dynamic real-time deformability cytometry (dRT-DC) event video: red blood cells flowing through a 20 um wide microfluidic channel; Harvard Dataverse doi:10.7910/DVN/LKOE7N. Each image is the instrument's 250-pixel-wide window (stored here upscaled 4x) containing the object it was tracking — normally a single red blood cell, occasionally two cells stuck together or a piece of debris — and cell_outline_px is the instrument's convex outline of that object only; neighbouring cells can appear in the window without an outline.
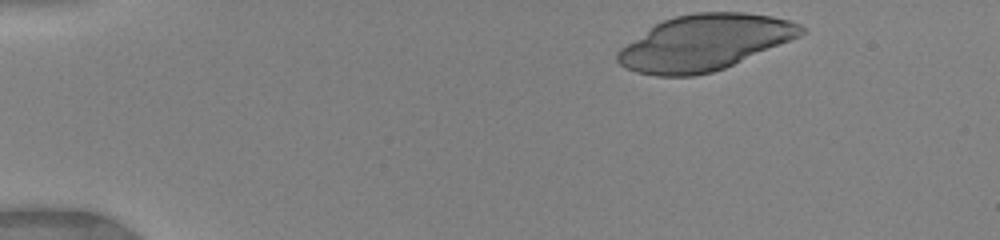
{"species": "human", "species_latin": "Homo sapiens", "temperature_condition": "warm", "stored_images_in_passage": 44, "camera_frame_rate_fps": 3000, "um_per_image_px": 0.085, "donor": {"sex": "female"}, "frame": {"image": 1, "passage_image": 1, "time_ms": 0.0, "image_size_px": [1000, 240], "cell_outline_px": [[808, 32], [800, 36], [724, 68], [712, 72], [692, 76], [656, 76], [636, 72], [620, 64], [616, 60], [616, 52], [620, 48], [656, 24], [664, 20], [676, 16], [696, 12], [744, 12], [772, 16], [788, 20], [800, 24]], "centroid_in_image_um": [59.89, 3.62], "position_along_channel_um": 25.1, "area_um2": 59.13}}